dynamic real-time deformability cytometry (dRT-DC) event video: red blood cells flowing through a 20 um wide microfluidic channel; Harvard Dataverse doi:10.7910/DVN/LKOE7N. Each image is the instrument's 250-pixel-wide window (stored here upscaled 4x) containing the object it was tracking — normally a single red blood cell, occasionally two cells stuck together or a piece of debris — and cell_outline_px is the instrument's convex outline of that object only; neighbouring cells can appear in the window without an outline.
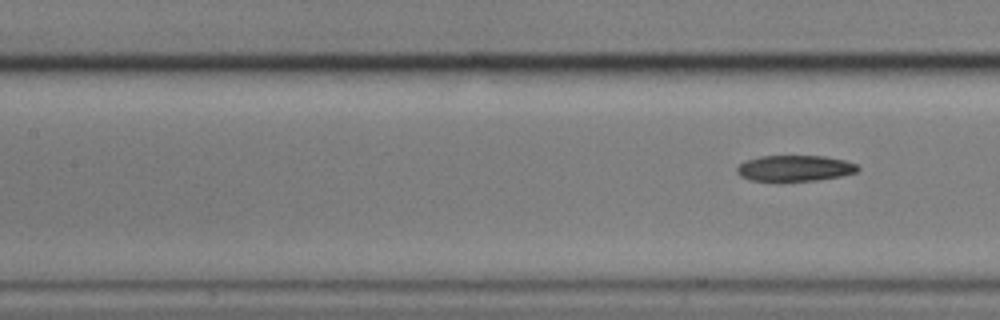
{"species": "common noctule bat (a hibernating species)", "species_latin": "Nyctalus noctula", "temperature_condition": "cold", "stored_images_in_passage": 6, "segment_of_instrument_passage": [2, 2], "camera_frame_rate_fps": 3000, "um_per_image_px": 0.085, "animal": {"sex": "male", "body_mass_g": 17.9}, "frame": {"image": 1, "passage_image": 6, "time_ms": 1.667, "image_size_px": [1000, 320], "cell_outline_px": [[860, 168], [856, 172], [840, 176], [816, 180], [776, 184], [748, 180], [740, 176], [736, 172], [736, 168], [740, 164], [748, 160], [760, 156], [824, 156], [844, 160], [856, 164]], "centroid_in_image_um": [67.48, 14.35], "position_along_channel_um": 139.9, "area_um2": 18.96}}